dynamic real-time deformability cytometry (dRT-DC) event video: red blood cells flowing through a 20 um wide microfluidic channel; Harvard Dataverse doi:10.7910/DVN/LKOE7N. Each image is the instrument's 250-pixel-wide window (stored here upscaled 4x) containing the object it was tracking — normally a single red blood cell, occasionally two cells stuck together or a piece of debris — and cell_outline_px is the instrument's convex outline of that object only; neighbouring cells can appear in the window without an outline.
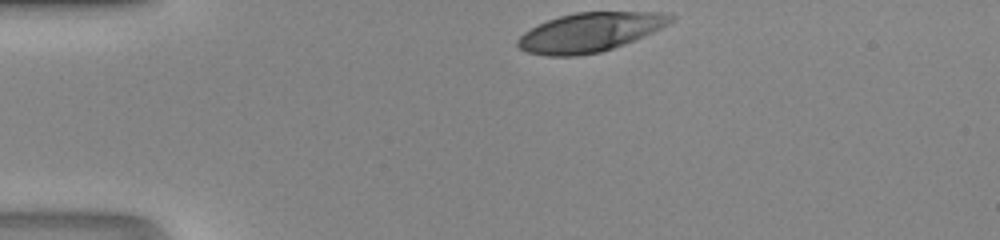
{"species": "human", "species_latin": "Homo sapiens", "temperature_condition": "room temperature", "stored_images_in_passage": 29, "camera_frame_rate_fps": 3000, "um_per_image_px": 0.085, "donor": {"sex": "male"}, "frame": {"image": 1, "passage_image": 1, "time_ms": 0.0, "image_size_px": [1000, 240], "cell_outline_px": [[676, 16], [668, 24], [652, 32], [624, 44], [600, 52], [576, 56], [548, 56], [528, 52], [520, 48], [516, 44], [516, 40], [524, 32], [548, 20], [560, 16], [576, 12], [672, 12]], "centroid_in_image_um": [50.16, 2.73], "position_along_channel_um": 34.8, "area_um2": 34.62}}
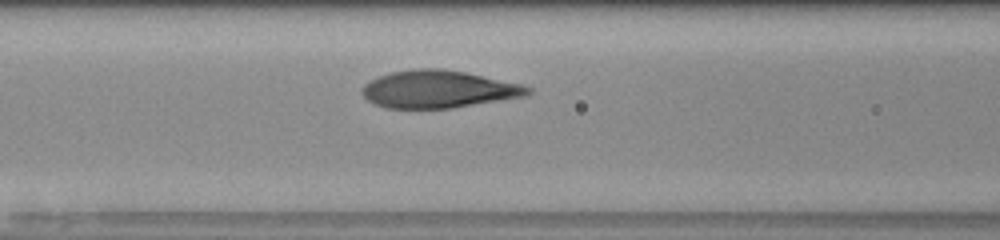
{"frame": {"image": 2, "passage_image": 11, "time_ms": 3.333, "image_size_px": [1000, 240], "cell_outline_px": [[532, 92], [524, 96], [452, 108], [388, 108], [376, 104], [368, 100], [360, 92], [360, 88], [368, 80], [392, 72], [416, 68], [444, 68], [524, 84], [532, 88]], "centroid_in_image_um": [37.26, 7.57], "position_along_channel_um": 129.3, "area_um2": 36.24}}
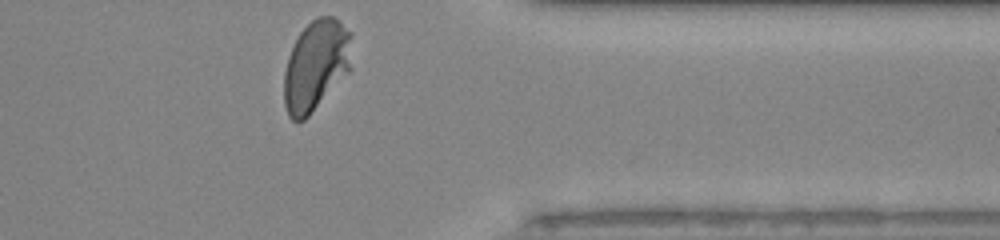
{"frame": {"image": 3, "passage_image": 29, "time_ms": 9.333, "image_size_px": [1000, 240], "cell_outline_px": [[352, 68], [308, 116], [304, 120], [292, 120], [288, 116], [284, 104], [284, 72], [288, 56], [300, 32], [316, 16], [332, 16], [352, 32]], "centroid_in_image_um": [26.87, 5.54], "position_along_channel_um": 384.5, "area_um2": 35.89}}